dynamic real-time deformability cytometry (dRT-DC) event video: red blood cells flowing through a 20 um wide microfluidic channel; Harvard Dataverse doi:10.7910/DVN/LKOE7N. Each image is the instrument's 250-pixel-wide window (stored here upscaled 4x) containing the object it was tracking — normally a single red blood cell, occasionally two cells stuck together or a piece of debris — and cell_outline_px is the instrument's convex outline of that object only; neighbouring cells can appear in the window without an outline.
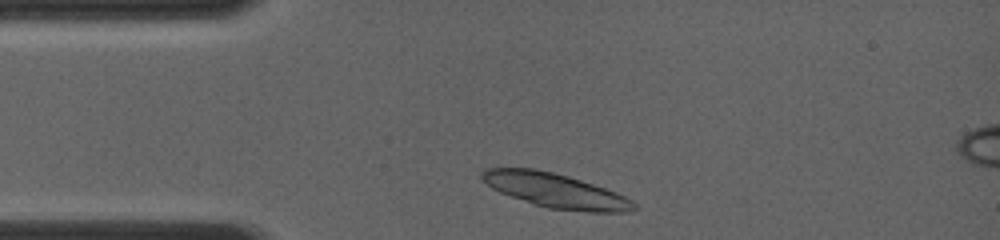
{"species": "common noctule bat (a hibernating species)", "species_latin": "Nyctalus noctula", "temperature_condition": "room temperature", "stored_images_in_passage": 3, "camera_frame_rate_fps": 4000, "um_per_image_px": 0.085, "animal": {"sex": "female", "body_mass_g": 19.0, "forearm_length_mm": 56.7}, "frame": {"image": 1, "passage_image": 2, "time_ms": 0.25, "image_size_px": [1000, 240], "cell_outline_px": [[640, 208], [628, 212], [588, 212], [548, 208], [500, 192], [492, 188], [480, 176], [488, 168], [536, 168], [568, 176], [616, 192], [632, 200]], "centroid_in_image_um": [47.28, 16.21], "position_along_channel_um": 37.7, "area_um2": 30.06}}